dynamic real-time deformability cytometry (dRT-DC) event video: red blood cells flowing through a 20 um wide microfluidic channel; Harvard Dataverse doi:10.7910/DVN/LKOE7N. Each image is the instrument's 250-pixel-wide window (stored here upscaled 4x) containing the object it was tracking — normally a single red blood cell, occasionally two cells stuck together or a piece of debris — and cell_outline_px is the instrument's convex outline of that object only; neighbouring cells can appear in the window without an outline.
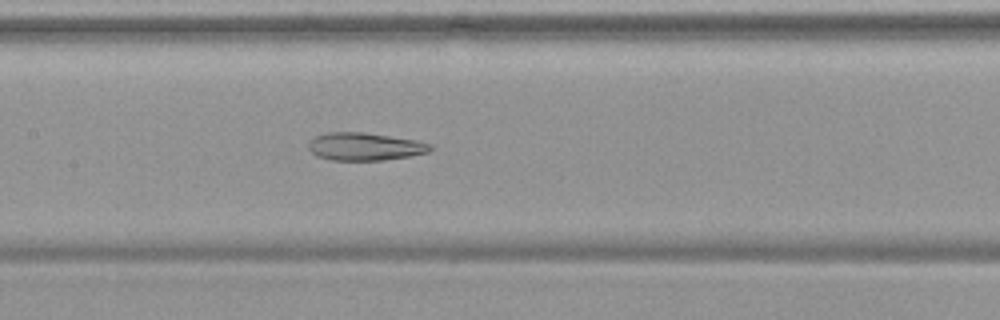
{"species": "common noctule bat (a hibernating species)", "species_latin": "Nyctalus noctula", "temperature_condition": "warm", "stored_images_in_passage": 54, "camera_frame_rate_fps": 3000, "um_per_image_px": 0.085, "animal": {"sex": "female", "body_mass_g": 19.9}, "frame": {"image": 1, "passage_image": 27, "time_ms": 8.667, "image_size_px": [1000, 320], "cell_outline_px": [[432, 148], [428, 152], [408, 156], [384, 160], [328, 160], [316, 156], [308, 148], [308, 144], [316, 136], [328, 132], [364, 132], [416, 140], [432, 144]], "centroid_in_image_um": [31.0, 12.46], "position_along_channel_um": 176.4, "area_um2": 19.65}}
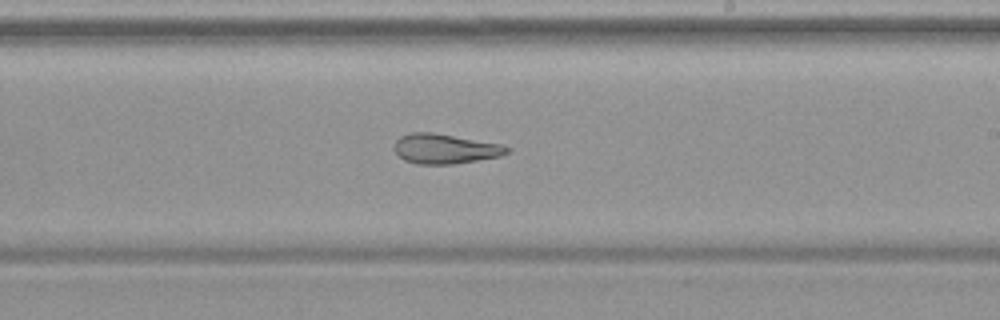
{"frame": {"image": 2, "passage_image": 33, "time_ms": 10.667, "image_size_px": [1000, 320], "cell_outline_px": [[512, 148], [508, 152], [500, 156], [452, 164], [416, 164], [404, 160], [392, 148], [396, 140], [400, 136], [412, 132], [432, 132], [504, 144]], "centroid_in_image_um": [37.83, 12.64], "position_along_channel_um": 251.2, "area_um2": 19.71}}
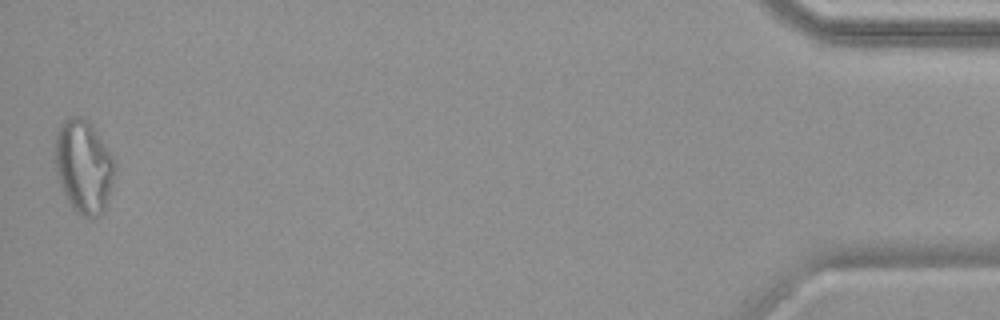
{"frame": {"image": 3, "passage_image": 54, "time_ms": 17.667, "image_size_px": [1000, 320], "cell_outline_px": [[116, 168], [112, 184], [104, 212], [96, 216], [84, 216], [76, 212], [60, 188], [56, 172], [56, 132], [60, 124], [64, 120], [72, 116], [80, 116], [88, 120], [112, 156], [116, 164]], "centroid_in_image_um": [7.11, 14.15], "position_along_channel_um": 428.1, "area_um2": 32.19}, "authors_computed_cell_mechanics": {"area_um2": 26.299, "velocity_mm_per_s": 3.7632, "shape_relaxation_time_tau1_ms": null, "shape_relaxation_time_tau2_ms": 3.06, "deformation_change_tau1": null, "deformation_change_tau2": 0.1221}}